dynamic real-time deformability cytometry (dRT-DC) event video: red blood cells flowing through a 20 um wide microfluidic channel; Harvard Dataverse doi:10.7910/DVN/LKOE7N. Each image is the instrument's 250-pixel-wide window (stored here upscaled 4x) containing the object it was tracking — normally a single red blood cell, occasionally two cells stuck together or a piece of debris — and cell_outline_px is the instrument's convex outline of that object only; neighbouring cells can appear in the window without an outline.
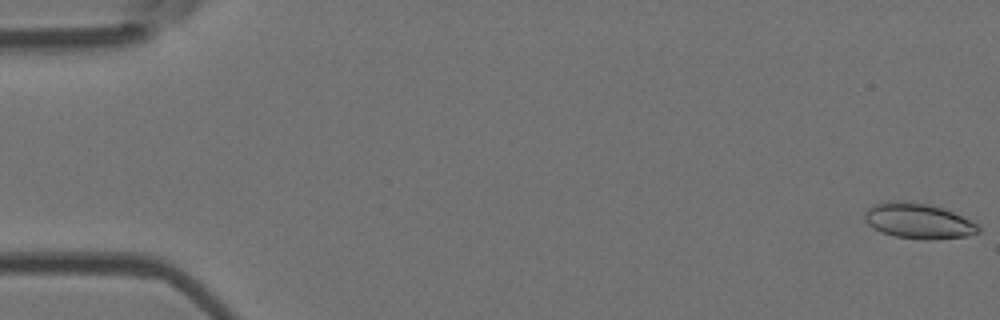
{"species": "Egyptian fruit bat (a non-hibernating species)", "species_latin": "Rousettus aegyptiacus", "temperature_condition": "room temperature", "stored_images_in_passage": 10, "camera_frame_rate_fps": 3000, "um_per_image_px": 0.085, "animal": {"sex": "female"}, "frame": {"image": 1, "passage_image": 1, "time_ms": 0.0, "image_size_px": [1000, 320], "cell_outline_px": [[980, 232], [968, 236], [932, 240], [924, 240], [892, 236], [880, 232], [872, 228], [864, 220], [864, 212], [872, 204], [888, 200], [904, 200], [928, 204], [952, 212], [976, 224], [980, 228]], "centroid_in_image_um": [77.98, 18.78], "position_along_channel_um": 7.0, "area_um2": 23.7}}
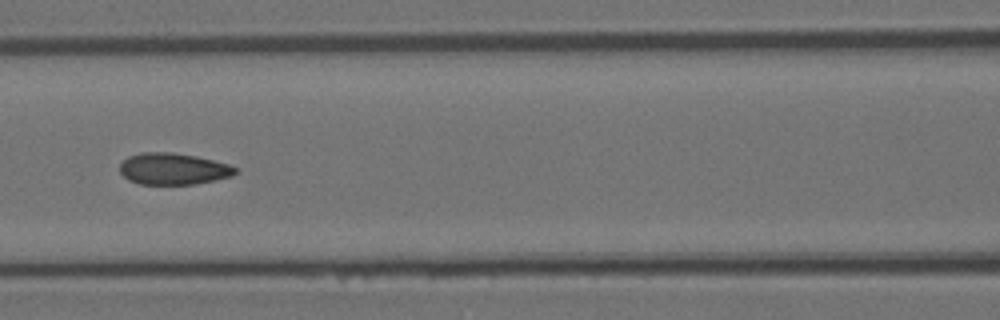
{"frame": {"image": 2, "passage_image": 7, "time_ms": 7.667, "image_size_px": [1000, 320], "cell_outline_px": [[236, 172], [232, 176], [216, 180], [196, 184], [140, 184], [128, 180], [120, 172], [120, 164], [128, 156], [144, 152], [172, 152], [196, 156], [228, 164], [236, 168]], "centroid_in_image_um": [14.71, 14.35], "position_along_channel_um": 151.9, "area_um2": 21.21}}
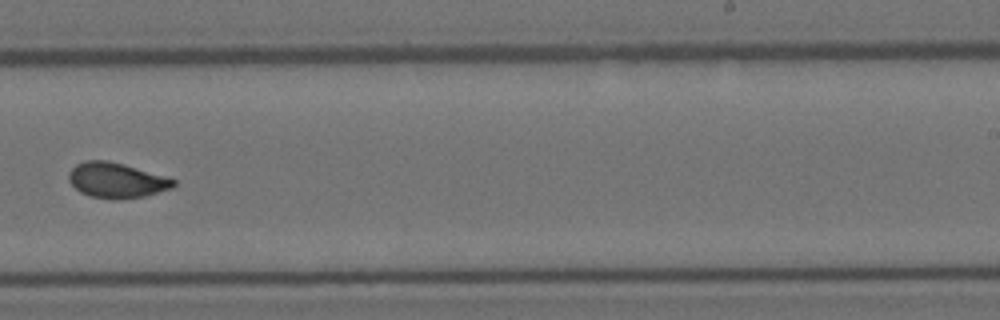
{"frame": {"image": 3, "passage_image": 10, "time_ms": 11.0, "image_size_px": [1000, 320], "cell_outline_px": [[176, 184], [172, 188], [144, 196], [116, 200], [112, 200], [88, 196], [80, 192], [68, 180], [68, 172], [76, 164], [84, 160], [108, 160], [168, 176], [176, 180]], "centroid_in_image_um": [9.9, 15.32], "position_along_channel_um": 279.1, "area_um2": 21.79}}